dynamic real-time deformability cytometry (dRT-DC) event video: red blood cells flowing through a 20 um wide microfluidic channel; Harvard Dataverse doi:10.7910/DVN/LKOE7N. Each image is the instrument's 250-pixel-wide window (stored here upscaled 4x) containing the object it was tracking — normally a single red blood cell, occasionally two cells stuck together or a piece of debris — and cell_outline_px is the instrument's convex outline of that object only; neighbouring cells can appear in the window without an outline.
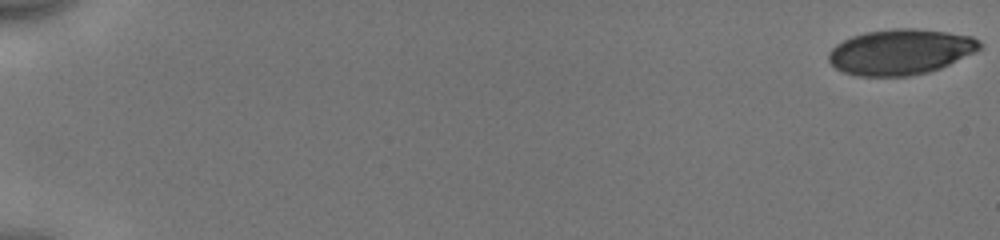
{"species": "human", "species_latin": "Homo sapiens", "temperature_condition": "cold", "stored_images_in_passage": 54, "camera_frame_rate_fps": 3000, "um_per_image_px": 0.085, "donor": {"sex": "male"}, "frame": {"image": 1, "passage_image": 1, "time_ms": 0.0, "image_size_px": [1000, 240], "cell_outline_px": [[984, 44], [976, 52], [940, 68], [928, 72], [908, 76], [860, 76], [844, 72], [836, 68], [828, 60], [828, 52], [836, 44], [852, 36], [864, 32], [892, 28], [912, 28], [948, 32], [972, 36], [980, 40]], "centroid_in_image_um": [76.56, 4.4], "position_along_channel_um": 8.4, "area_um2": 40.23}}
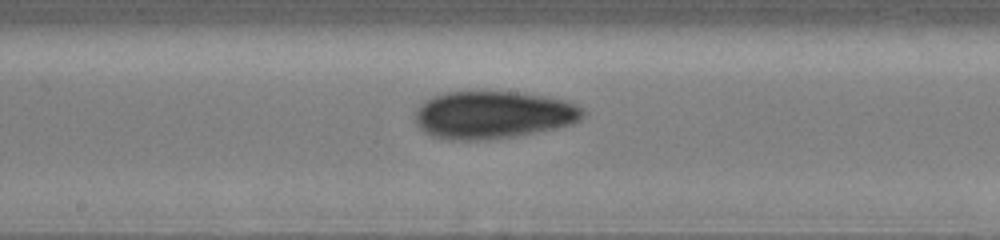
{"frame": {"image": 2, "passage_image": 31, "time_ms": 10.0, "image_size_px": [1000, 240], "cell_outline_px": [[588, 112], [580, 120], [572, 124], [556, 128], [516, 136], [488, 140], [448, 140], [432, 136], [424, 132], [416, 124], [416, 108], [424, 100], [432, 96], [444, 92], [516, 92], [548, 96], [564, 100], [576, 104], [584, 108]], "centroid_in_image_um": [41.93, 9.77], "position_along_channel_um": 206.3, "area_um2": 47.05}}
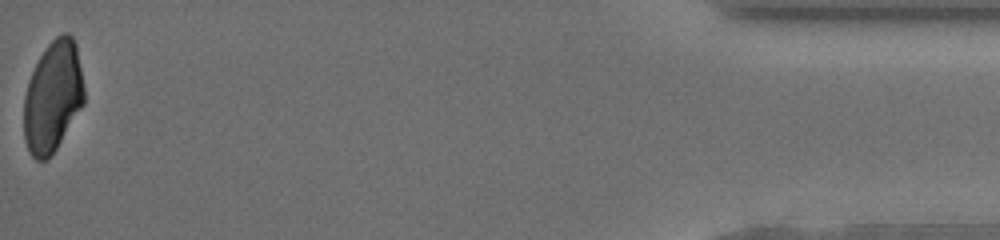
{"frame": {"image": 3, "passage_image": 54, "time_ms": 17.667, "image_size_px": [1000, 240], "cell_outline_px": [[84, 104], [56, 148], [48, 160], [36, 160], [28, 152], [24, 140], [24, 96], [28, 80], [40, 56], [48, 44], [56, 36], [64, 32], [68, 32], [72, 36], [76, 44], [84, 88]], "centroid_in_image_um": [4.48, 8.23], "position_along_channel_um": 430.7, "area_um2": 39.02}, "authors_computed_cell_mechanics": {"area_um2": 42.9454, "velocity_mm_per_s": 3.9748, "shape_relaxation_time_tau1_ms": 7.3868, "shape_relaxation_time_tau2_ms": 3.0131, "deformation_change_tau1": 0.1474, "deformation_change_tau2": 0.0736}}